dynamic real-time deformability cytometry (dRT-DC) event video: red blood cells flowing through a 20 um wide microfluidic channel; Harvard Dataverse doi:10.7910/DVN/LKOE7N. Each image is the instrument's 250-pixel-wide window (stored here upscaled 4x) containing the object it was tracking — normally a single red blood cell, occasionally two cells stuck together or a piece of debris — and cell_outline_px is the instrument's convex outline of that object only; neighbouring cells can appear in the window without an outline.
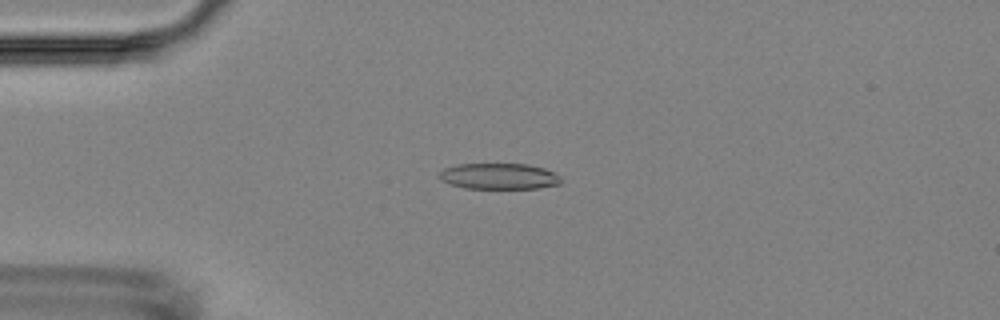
{"species": "Egyptian fruit bat (a non-hibernating species)", "species_latin": "Rousettus aegyptiacus", "temperature_condition": "room temperature", "stored_images_in_passage": 7, "camera_frame_rate_fps": 3000, "um_per_image_px": 0.085, "animal": {"sex": "female"}, "frame": {"image": 1, "passage_image": 4, "time_ms": 4.333, "image_size_px": [1000, 320], "cell_outline_px": [[560, 184], [536, 188], [464, 188], [440, 180], [440, 172], [444, 168], [456, 164], [528, 164], [544, 168], [552, 172], [560, 180]], "centroid_in_image_um": [42.37, 14.97], "position_along_channel_um": 42.6, "area_um2": 18.15}}